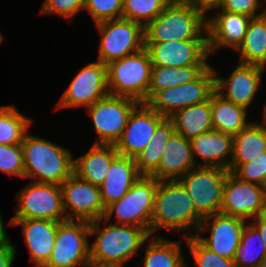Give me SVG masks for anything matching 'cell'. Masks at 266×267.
<instances>
[{"instance_id": "obj_1", "label": "cell", "mask_w": 266, "mask_h": 267, "mask_svg": "<svg viewBox=\"0 0 266 267\" xmlns=\"http://www.w3.org/2000/svg\"><path fill=\"white\" fill-rule=\"evenodd\" d=\"M90 236H96L89 244L91 263L101 267H124L135 254H139L138 250L144 247L151 234L144 228L112 224L100 218L90 222Z\"/></svg>"}, {"instance_id": "obj_2", "label": "cell", "mask_w": 266, "mask_h": 267, "mask_svg": "<svg viewBox=\"0 0 266 267\" xmlns=\"http://www.w3.org/2000/svg\"><path fill=\"white\" fill-rule=\"evenodd\" d=\"M202 219L179 180L158 182L151 217V236H156L158 229L180 231L185 234L184 238L195 236Z\"/></svg>"}, {"instance_id": "obj_3", "label": "cell", "mask_w": 266, "mask_h": 267, "mask_svg": "<svg viewBox=\"0 0 266 267\" xmlns=\"http://www.w3.org/2000/svg\"><path fill=\"white\" fill-rule=\"evenodd\" d=\"M24 178L61 185L73 173L74 158L68 148L27 133L21 143Z\"/></svg>"}, {"instance_id": "obj_4", "label": "cell", "mask_w": 266, "mask_h": 267, "mask_svg": "<svg viewBox=\"0 0 266 267\" xmlns=\"http://www.w3.org/2000/svg\"><path fill=\"white\" fill-rule=\"evenodd\" d=\"M207 15L187 3H169L144 27V43L207 40Z\"/></svg>"}, {"instance_id": "obj_5", "label": "cell", "mask_w": 266, "mask_h": 267, "mask_svg": "<svg viewBox=\"0 0 266 267\" xmlns=\"http://www.w3.org/2000/svg\"><path fill=\"white\" fill-rule=\"evenodd\" d=\"M107 67L109 94L148 103V86L152 63L148 51L142 50L112 61Z\"/></svg>"}, {"instance_id": "obj_6", "label": "cell", "mask_w": 266, "mask_h": 267, "mask_svg": "<svg viewBox=\"0 0 266 267\" xmlns=\"http://www.w3.org/2000/svg\"><path fill=\"white\" fill-rule=\"evenodd\" d=\"M158 180L142 175L131 189L119 200L105 207L103 219L112 224L133 225L146 229L151 234V217L154 211L155 193Z\"/></svg>"}, {"instance_id": "obj_7", "label": "cell", "mask_w": 266, "mask_h": 267, "mask_svg": "<svg viewBox=\"0 0 266 267\" xmlns=\"http://www.w3.org/2000/svg\"><path fill=\"white\" fill-rule=\"evenodd\" d=\"M95 25L101 35L96 60L105 65L144 48V27L139 23L120 18Z\"/></svg>"}, {"instance_id": "obj_8", "label": "cell", "mask_w": 266, "mask_h": 267, "mask_svg": "<svg viewBox=\"0 0 266 267\" xmlns=\"http://www.w3.org/2000/svg\"><path fill=\"white\" fill-rule=\"evenodd\" d=\"M15 198L17 209L10 219L66 220L60 185L30 181Z\"/></svg>"}, {"instance_id": "obj_9", "label": "cell", "mask_w": 266, "mask_h": 267, "mask_svg": "<svg viewBox=\"0 0 266 267\" xmlns=\"http://www.w3.org/2000/svg\"><path fill=\"white\" fill-rule=\"evenodd\" d=\"M228 170L195 166L179 179L192 199L195 210L204 218L220 213L223 186Z\"/></svg>"}, {"instance_id": "obj_10", "label": "cell", "mask_w": 266, "mask_h": 267, "mask_svg": "<svg viewBox=\"0 0 266 267\" xmlns=\"http://www.w3.org/2000/svg\"><path fill=\"white\" fill-rule=\"evenodd\" d=\"M90 222H58L54 248L43 267H81L90 262Z\"/></svg>"}, {"instance_id": "obj_11", "label": "cell", "mask_w": 266, "mask_h": 267, "mask_svg": "<svg viewBox=\"0 0 266 267\" xmlns=\"http://www.w3.org/2000/svg\"><path fill=\"white\" fill-rule=\"evenodd\" d=\"M139 104L135 99L109 94L87 107L99 136L94 144L115 145L123 134L130 114Z\"/></svg>"}, {"instance_id": "obj_12", "label": "cell", "mask_w": 266, "mask_h": 267, "mask_svg": "<svg viewBox=\"0 0 266 267\" xmlns=\"http://www.w3.org/2000/svg\"><path fill=\"white\" fill-rule=\"evenodd\" d=\"M215 91V73L209 65L196 79L158 92L147 104L160 115L170 118L177 110L204 103Z\"/></svg>"}, {"instance_id": "obj_13", "label": "cell", "mask_w": 266, "mask_h": 267, "mask_svg": "<svg viewBox=\"0 0 266 267\" xmlns=\"http://www.w3.org/2000/svg\"><path fill=\"white\" fill-rule=\"evenodd\" d=\"M107 95V67L96 60L83 66L76 74L60 97L56 108H87Z\"/></svg>"}, {"instance_id": "obj_14", "label": "cell", "mask_w": 266, "mask_h": 267, "mask_svg": "<svg viewBox=\"0 0 266 267\" xmlns=\"http://www.w3.org/2000/svg\"><path fill=\"white\" fill-rule=\"evenodd\" d=\"M247 221L241 217L216 213L202 219L195 237L219 256L234 260ZM208 231L209 237H203L201 232L206 234Z\"/></svg>"}, {"instance_id": "obj_15", "label": "cell", "mask_w": 266, "mask_h": 267, "mask_svg": "<svg viewBox=\"0 0 266 267\" xmlns=\"http://www.w3.org/2000/svg\"><path fill=\"white\" fill-rule=\"evenodd\" d=\"M61 186L66 220L92 222L103 218L105 207L99 186L89 183L72 173Z\"/></svg>"}, {"instance_id": "obj_16", "label": "cell", "mask_w": 266, "mask_h": 267, "mask_svg": "<svg viewBox=\"0 0 266 267\" xmlns=\"http://www.w3.org/2000/svg\"><path fill=\"white\" fill-rule=\"evenodd\" d=\"M220 212L226 215L253 219L266 212L263 186L243 181L233 172L226 176Z\"/></svg>"}, {"instance_id": "obj_17", "label": "cell", "mask_w": 266, "mask_h": 267, "mask_svg": "<svg viewBox=\"0 0 266 267\" xmlns=\"http://www.w3.org/2000/svg\"><path fill=\"white\" fill-rule=\"evenodd\" d=\"M152 66H209L207 40L164 41L144 43Z\"/></svg>"}, {"instance_id": "obj_18", "label": "cell", "mask_w": 266, "mask_h": 267, "mask_svg": "<svg viewBox=\"0 0 266 267\" xmlns=\"http://www.w3.org/2000/svg\"><path fill=\"white\" fill-rule=\"evenodd\" d=\"M213 70L215 91L231 103L249 109L262 84V75L266 68L260 65L238 63L228 78L218 77L216 68L213 67Z\"/></svg>"}, {"instance_id": "obj_19", "label": "cell", "mask_w": 266, "mask_h": 267, "mask_svg": "<svg viewBox=\"0 0 266 267\" xmlns=\"http://www.w3.org/2000/svg\"><path fill=\"white\" fill-rule=\"evenodd\" d=\"M165 118L148 104L140 103L130 114L123 134L115 144L118 154L134 159L150 143L158 125Z\"/></svg>"}, {"instance_id": "obj_20", "label": "cell", "mask_w": 266, "mask_h": 267, "mask_svg": "<svg viewBox=\"0 0 266 267\" xmlns=\"http://www.w3.org/2000/svg\"><path fill=\"white\" fill-rule=\"evenodd\" d=\"M213 17L207 15V41L209 56L220 48L237 50L242 44L248 24L252 19L238 13L215 10Z\"/></svg>"}, {"instance_id": "obj_21", "label": "cell", "mask_w": 266, "mask_h": 267, "mask_svg": "<svg viewBox=\"0 0 266 267\" xmlns=\"http://www.w3.org/2000/svg\"><path fill=\"white\" fill-rule=\"evenodd\" d=\"M22 226V234L34 267H43L54 248L58 222L41 219H10L7 226Z\"/></svg>"}, {"instance_id": "obj_22", "label": "cell", "mask_w": 266, "mask_h": 267, "mask_svg": "<svg viewBox=\"0 0 266 267\" xmlns=\"http://www.w3.org/2000/svg\"><path fill=\"white\" fill-rule=\"evenodd\" d=\"M190 143L197 166H213L229 171L233 157V135L212 130L192 138Z\"/></svg>"}, {"instance_id": "obj_23", "label": "cell", "mask_w": 266, "mask_h": 267, "mask_svg": "<svg viewBox=\"0 0 266 267\" xmlns=\"http://www.w3.org/2000/svg\"><path fill=\"white\" fill-rule=\"evenodd\" d=\"M195 166L190 140L174 132L165 144L158 167L149 176L158 181L179 180Z\"/></svg>"}, {"instance_id": "obj_24", "label": "cell", "mask_w": 266, "mask_h": 267, "mask_svg": "<svg viewBox=\"0 0 266 267\" xmlns=\"http://www.w3.org/2000/svg\"><path fill=\"white\" fill-rule=\"evenodd\" d=\"M142 176L133 158L118 155L108 169L103 183L99 185L104 207L122 198L131 186Z\"/></svg>"}, {"instance_id": "obj_25", "label": "cell", "mask_w": 266, "mask_h": 267, "mask_svg": "<svg viewBox=\"0 0 266 267\" xmlns=\"http://www.w3.org/2000/svg\"><path fill=\"white\" fill-rule=\"evenodd\" d=\"M263 121V122H262ZM252 121L238 134L233 135V157L229 166L235 172L242 164L256 160L266 152V117Z\"/></svg>"}, {"instance_id": "obj_26", "label": "cell", "mask_w": 266, "mask_h": 267, "mask_svg": "<svg viewBox=\"0 0 266 267\" xmlns=\"http://www.w3.org/2000/svg\"><path fill=\"white\" fill-rule=\"evenodd\" d=\"M115 145L94 144L74 159L73 173L94 185H101L106 178L111 162L118 156Z\"/></svg>"}, {"instance_id": "obj_27", "label": "cell", "mask_w": 266, "mask_h": 267, "mask_svg": "<svg viewBox=\"0 0 266 267\" xmlns=\"http://www.w3.org/2000/svg\"><path fill=\"white\" fill-rule=\"evenodd\" d=\"M213 130L231 135L238 134L252 120H247V109L224 99L216 91L210 96Z\"/></svg>"}, {"instance_id": "obj_28", "label": "cell", "mask_w": 266, "mask_h": 267, "mask_svg": "<svg viewBox=\"0 0 266 267\" xmlns=\"http://www.w3.org/2000/svg\"><path fill=\"white\" fill-rule=\"evenodd\" d=\"M170 119L175 132L188 140L213 130L212 109L208 101L177 110Z\"/></svg>"}, {"instance_id": "obj_29", "label": "cell", "mask_w": 266, "mask_h": 267, "mask_svg": "<svg viewBox=\"0 0 266 267\" xmlns=\"http://www.w3.org/2000/svg\"><path fill=\"white\" fill-rule=\"evenodd\" d=\"M181 243L182 240H168L158 234L151 236L148 243L145 242L147 245L143 267H187Z\"/></svg>"}, {"instance_id": "obj_30", "label": "cell", "mask_w": 266, "mask_h": 267, "mask_svg": "<svg viewBox=\"0 0 266 267\" xmlns=\"http://www.w3.org/2000/svg\"><path fill=\"white\" fill-rule=\"evenodd\" d=\"M240 63L266 68V15L252 18L242 44L236 50Z\"/></svg>"}, {"instance_id": "obj_31", "label": "cell", "mask_w": 266, "mask_h": 267, "mask_svg": "<svg viewBox=\"0 0 266 267\" xmlns=\"http://www.w3.org/2000/svg\"><path fill=\"white\" fill-rule=\"evenodd\" d=\"M208 66H152L148 86V102L160 91L183 85L196 79Z\"/></svg>"}, {"instance_id": "obj_32", "label": "cell", "mask_w": 266, "mask_h": 267, "mask_svg": "<svg viewBox=\"0 0 266 267\" xmlns=\"http://www.w3.org/2000/svg\"><path fill=\"white\" fill-rule=\"evenodd\" d=\"M174 132V123L170 118H165L158 125L150 143L134 158L141 175L149 176L158 167L165 144Z\"/></svg>"}, {"instance_id": "obj_33", "label": "cell", "mask_w": 266, "mask_h": 267, "mask_svg": "<svg viewBox=\"0 0 266 267\" xmlns=\"http://www.w3.org/2000/svg\"><path fill=\"white\" fill-rule=\"evenodd\" d=\"M265 244L259 230L251 223H246L241 234L235 256L236 267L266 266Z\"/></svg>"}, {"instance_id": "obj_34", "label": "cell", "mask_w": 266, "mask_h": 267, "mask_svg": "<svg viewBox=\"0 0 266 267\" xmlns=\"http://www.w3.org/2000/svg\"><path fill=\"white\" fill-rule=\"evenodd\" d=\"M31 125L32 119L14 105L0 106V144H21Z\"/></svg>"}, {"instance_id": "obj_35", "label": "cell", "mask_w": 266, "mask_h": 267, "mask_svg": "<svg viewBox=\"0 0 266 267\" xmlns=\"http://www.w3.org/2000/svg\"><path fill=\"white\" fill-rule=\"evenodd\" d=\"M169 4L167 0H123L122 18L145 27Z\"/></svg>"}, {"instance_id": "obj_36", "label": "cell", "mask_w": 266, "mask_h": 267, "mask_svg": "<svg viewBox=\"0 0 266 267\" xmlns=\"http://www.w3.org/2000/svg\"><path fill=\"white\" fill-rule=\"evenodd\" d=\"M195 267H236L235 261L219 256L205 247L195 236L186 237Z\"/></svg>"}, {"instance_id": "obj_37", "label": "cell", "mask_w": 266, "mask_h": 267, "mask_svg": "<svg viewBox=\"0 0 266 267\" xmlns=\"http://www.w3.org/2000/svg\"><path fill=\"white\" fill-rule=\"evenodd\" d=\"M123 0H84L87 10L95 24L122 18Z\"/></svg>"}, {"instance_id": "obj_38", "label": "cell", "mask_w": 266, "mask_h": 267, "mask_svg": "<svg viewBox=\"0 0 266 267\" xmlns=\"http://www.w3.org/2000/svg\"><path fill=\"white\" fill-rule=\"evenodd\" d=\"M0 171L24 179V158L21 144H0Z\"/></svg>"}, {"instance_id": "obj_39", "label": "cell", "mask_w": 266, "mask_h": 267, "mask_svg": "<svg viewBox=\"0 0 266 267\" xmlns=\"http://www.w3.org/2000/svg\"><path fill=\"white\" fill-rule=\"evenodd\" d=\"M81 10H84V0H44L39 13L57 15L71 20Z\"/></svg>"}, {"instance_id": "obj_40", "label": "cell", "mask_w": 266, "mask_h": 267, "mask_svg": "<svg viewBox=\"0 0 266 267\" xmlns=\"http://www.w3.org/2000/svg\"><path fill=\"white\" fill-rule=\"evenodd\" d=\"M234 174L243 181L256 183L261 186L266 182V152L256 160L242 164Z\"/></svg>"}, {"instance_id": "obj_41", "label": "cell", "mask_w": 266, "mask_h": 267, "mask_svg": "<svg viewBox=\"0 0 266 267\" xmlns=\"http://www.w3.org/2000/svg\"><path fill=\"white\" fill-rule=\"evenodd\" d=\"M262 7L260 0H222L218 7L213 10H225L232 13H238L245 16H250L251 18L259 17L264 14L261 10L260 13L259 7Z\"/></svg>"}, {"instance_id": "obj_42", "label": "cell", "mask_w": 266, "mask_h": 267, "mask_svg": "<svg viewBox=\"0 0 266 267\" xmlns=\"http://www.w3.org/2000/svg\"><path fill=\"white\" fill-rule=\"evenodd\" d=\"M16 245L12 242L0 246V267H12L16 258Z\"/></svg>"}, {"instance_id": "obj_43", "label": "cell", "mask_w": 266, "mask_h": 267, "mask_svg": "<svg viewBox=\"0 0 266 267\" xmlns=\"http://www.w3.org/2000/svg\"><path fill=\"white\" fill-rule=\"evenodd\" d=\"M222 0H189L187 4L203 10L206 14L219 6Z\"/></svg>"}, {"instance_id": "obj_44", "label": "cell", "mask_w": 266, "mask_h": 267, "mask_svg": "<svg viewBox=\"0 0 266 267\" xmlns=\"http://www.w3.org/2000/svg\"><path fill=\"white\" fill-rule=\"evenodd\" d=\"M252 224L259 230L261 238L265 244L266 251V212L252 219Z\"/></svg>"}, {"instance_id": "obj_45", "label": "cell", "mask_w": 266, "mask_h": 267, "mask_svg": "<svg viewBox=\"0 0 266 267\" xmlns=\"http://www.w3.org/2000/svg\"><path fill=\"white\" fill-rule=\"evenodd\" d=\"M2 216L0 213V246L6 245L7 243L11 242L10 238L7 235L5 224L3 223Z\"/></svg>"}, {"instance_id": "obj_46", "label": "cell", "mask_w": 266, "mask_h": 267, "mask_svg": "<svg viewBox=\"0 0 266 267\" xmlns=\"http://www.w3.org/2000/svg\"><path fill=\"white\" fill-rule=\"evenodd\" d=\"M169 3H187L189 0H167Z\"/></svg>"}, {"instance_id": "obj_47", "label": "cell", "mask_w": 266, "mask_h": 267, "mask_svg": "<svg viewBox=\"0 0 266 267\" xmlns=\"http://www.w3.org/2000/svg\"><path fill=\"white\" fill-rule=\"evenodd\" d=\"M81 267H101V266H99V265H97V264H94V263H91V262H89L88 264H86V265H83V266H81Z\"/></svg>"}, {"instance_id": "obj_48", "label": "cell", "mask_w": 266, "mask_h": 267, "mask_svg": "<svg viewBox=\"0 0 266 267\" xmlns=\"http://www.w3.org/2000/svg\"><path fill=\"white\" fill-rule=\"evenodd\" d=\"M263 192H264V201H265V204H266V182L263 185Z\"/></svg>"}, {"instance_id": "obj_49", "label": "cell", "mask_w": 266, "mask_h": 267, "mask_svg": "<svg viewBox=\"0 0 266 267\" xmlns=\"http://www.w3.org/2000/svg\"><path fill=\"white\" fill-rule=\"evenodd\" d=\"M262 109H263L262 110L263 111L262 112L263 113V116L262 117H266V103H265V106Z\"/></svg>"}, {"instance_id": "obj_50", "label": "cell", "mask_w": 266, "mask_h": 267, "mask_svg": "<svg viewBox=\"0 0 266 267\" xmlns=\"http://www.w3.org/2000/svg\"><path fill=\"white\" fill-rule=\"evenodd\" d=\"M3 39H4V36H3L2 33L0 32V44L2 43Z\"/></svg>"}]
</instances>
